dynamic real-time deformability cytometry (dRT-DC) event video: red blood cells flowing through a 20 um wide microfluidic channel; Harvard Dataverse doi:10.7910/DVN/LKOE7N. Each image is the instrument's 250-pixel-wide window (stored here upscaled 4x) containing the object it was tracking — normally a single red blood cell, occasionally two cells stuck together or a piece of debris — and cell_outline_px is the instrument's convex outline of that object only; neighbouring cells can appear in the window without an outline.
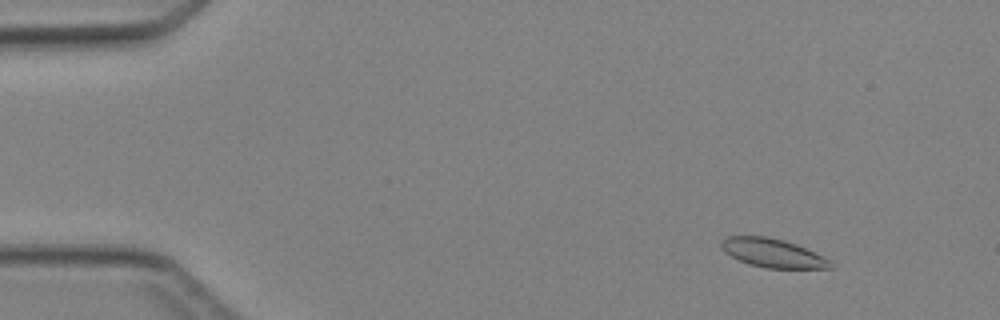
{"species": "Egyptian fruit bat (a non-hibernating species)", "species_latin": "Rousettus aegyptiacus", "temperature_condition": "cold", "stored_images_in_passage": 4, "camera_frame_rate_fps": 3000, "um_per_image_px": 0.085, "animal": {"sex": "female"}, "frame": {"image": 1, "passage_image": 1, "time_ms": 0.0, "image_size_px": [1000, 320], "cell_outline_px": [[832, 268], [764, 268], [748, 264], [724, 252], [720, 248], [720, 240], [728, 236], [768, 236], [784, 240], [796, 244], [824, 256], [832, 260]], "centroid_in_image_um": [65.67, 21.5], "position_along_channel_um": 19.3, "area_um2": 18.44}}
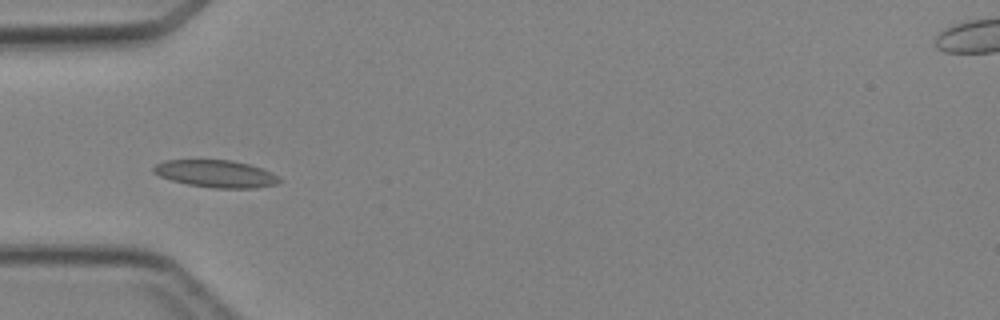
{"frame": {"image": 2, "passage_image": 4, "time_ms": 3.333, "image_size_px": [1000, 320], "cell_outline_px": [[280, 180], [276, 184], [256, 188], [216, 188], [188, 184], [172, 180], [160, 176], [152, 172], [152, 168], [156, 164], [164, 160], [232, 160], [248, 164], [272, 172], [280, 176]], "centroid_in_image_um": [18.35, 14.76], "position_along_channel_um": 66.6, "area_um2": 19.94}}